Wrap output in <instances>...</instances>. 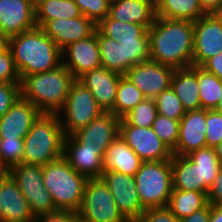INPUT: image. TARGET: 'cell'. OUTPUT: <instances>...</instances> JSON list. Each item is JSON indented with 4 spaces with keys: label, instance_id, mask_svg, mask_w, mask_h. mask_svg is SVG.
<instances>
[{
    "label": "cell",
    "instance_id": "1",
    "mask_svg": "<svg viewBox=\"0 0 222 222\" xmlns=\"http://www.w3.org/2000/svg\"><path fill=\"white\" fill-rule=\"evenodd\" d=\"M148 35L151 61L174 69L192 66L193 21L156 17Z\"/></svg>",
    "mask_w": 222,
    "mask_h": 222
},
{
    "label": "cell",
    "instance_id": "2",
    "mask_svg": "<svg viewBox=\"0 0 222 222\" xmlns=\"http://www.w3.org/2000/svg\"><path fill=\"white\" fill-rule=\"evenodd\" d=\"M7 46L21 80L25 76L47 72L62 64V50L38 26L8 38Z\"/></svg>",
    "mask_w": 222,
    "mask_h": 222
},
{
    "label": "cell",
    "instance_id": "3",
    "mask_svg": "<svg viewBox=\"0 0 222 222\" xmlns=\"http://www.w3.org/2000/svg\"><path fill=\"white\" fill-rule=\"evenodd\" d=\"M76 78L61 64L47 72L25 76L21 80V96L41 113L59 114Z\"/></svg>",
    "mask_w": 222,
    "mask_h": 222
},
{
    "label": "cell",
    "instance_id": "4",
    "mask_svg": "<svg viewBox=\"0 0 222 222\" xmlns=\"http://www.w3.org/2000/svg\"><path fill=\"white\" fill-rule=\"evenodd\" d=\"M59 114L41 113L24 138L23 164L45 166L63 156L65 134Z\"/></svg>",
    "mask_w": 222,
    "mask_h": 222
},
{
    "label": "cell",
    "instance_id": "5",
    "mask_svg": "<svg viewBox=\"0 0 222 222\" xmlns=\"http://www.w3.org/2000/svg\"><path fill=\"white\" fill-rule=\"evenodd\" d=\"M86 181L63 156L43 166L44 186L59 211L79 210Z\"/></svg>",
    "mask_w": 222,
    "mask_h": 222
},
{
    "label": "cell",
    "instance_id": "6",
    "mask_svg": "<svg viewBox=\"0 0 222 222\" xmlns=\"http://www.w3.org/2000/svg\"><path fill=\"white\" fill-rule=\"evenodd\" d=\"M142 207H167L173 189L172 159L143 162L134 176Z\"/></svg>",
    "mask_w": 222,
    "mask_h": 222
},
{
    "label": "cell",
    "instance_id": "7",
    "mask_svg": "<svg viewBox=\"0 0 222 222\" xmlns=\"http://www.w3.org/2000/svg\"><path fill=\"white\" fill-rule=\"evenodd\" d=\"M63 112V113H62ZM103 109L98 105L89 89L76 79L69 91L66 102L59 115L65 136L72 135L78 129L88 125L99 116ZM65 119V120H64Z\"/></svg>",
    "mask_w": 222,
    "mask_h": 222
},
{
    "label": "cell",
    "instance_id": "8",
    "mask_svg": "<svg viewBox=\"0 0 222 222\" xmlns=\"http://www.w3.org/2000/svg\"><path fill=\"white\" fill-rule=\"evenodd\" d=\"M8 172L16 180L35 218L59 211L55 207L51 194L44 186L43 166L21 163Z\"/></svg>",
    "mask_w": 222,
    "mask_h": 222
},
{
    "label": "cell",
    "instance_id": "9",
    "mask_svg": "<svg viewBox=\"0 0 222 222\" xmlns=\"http://www.w3.org/2000/svg\"><path fill=\"white\" fill-rule=\"evenodd\" d=\"M77 215L81 220L95 222H128L118 210L112 193L101 178L87 179Z\"/></svg>",
    "mask_w": 222,
    "mask_h": 222
},
{
    "label": "cell",
    "instance_id": "10",
    "mask_svg": "<svg viewBox=\"0 0 222 222\" xmlns=\"http://www.w3.org/2000/svg\"><path fill=\"white\" fill-rule=\"evenodd\" d=\"M119 136L143 162L169 160L173 157V152L161 141L152 128L132 126L124 118H121Z\"/></svg>",
    "mask_w": 222,
    "mask_h": 222
},
{
    "label": "cell",
    "instance_id": "11",
    "mask_svg": "<svg viewBox=\"0 0 222 222\" xmlns=\"http://www.w3.org/2000/svg\"><path fill=\"white\" fill-rule=\"evenodd\" d=\"M100 178L108 186L118 210L128 222H134L145 211L134 176L104 170Z\"/></svg>",
    "mask_w": 222,
    "mask_h": 222
},
{
    "label": "cell",
    "instance_id": "12",
    "mask_svg": "<svg viewBox=\"0 0 222 222\" xmlns=\"http://www.w3.org/2000/svg\"><path fill=\"white\" fill-rule=\"evenodd\" d=\"M222 52V27L213 14H205L194 21L192 66Z\"/></svg>",
    "mask_w": 222,
    "mask_h": 222
},
{
    "label": "cell",
    "instance_id": "13",
    "mask_svg": "<svg viewBox=\"0 0 222 222\" xmlns=\"http://www.w3.org/2000/svg\"><path fill=\"white\" fill-rule=\"evenodd\" d=\"M175 69L154 61H146L131 67L124 75L146 98H155L171 85Z\"/></svg>",
    "mask_w": 222,
    "mask_h": 222
},
{
    "label": "cell",
    "instance_id": "14",
    "mask_svg": "<svg viewBox=\"0 0 222 222\" xmlns=\"http://www.w3.org/2000/svg\"><path fill=\"white\" fill-rule=\"evenodd\" d=\"M120 118L111 111H104L88 125L78 129L72 136L83 149L107 150L119 135Z\"/></svg>",
    "mask_w": 222,
    "mask_h": 222
},
{
    "label": "cell",
    "instance_id": "15",
    "mask_svg": "<svg viewBox=\"0 0 222 222\" xmlns=\"http://www.w3.org/2000/svg\"><path fill=\"white\" fill-rule=\"evenodd\" d=\"M36 26L34 0H0V35L6 40Z\"/></svg>",
    "mask_w": 222,
    "mask_h": 222
},
{
    "label": "cell",
    "instance_id": "16",
    "mask_svg": "<svg viewBox=\"0 0 222 222\" xmlns=\"http://www.w3.org/2000/svg\"><path fill=\"white\" fill-rule=\"evenodd\" d=\"M0 222H35L28 201L8 171L0 175Z\"/></svg>",
    "mask_w": 222,
    "mask_h": 222
},
{
    "label": "cell",
    "instance_id": "17",
    "mask_svg": "<svg viewBox=\"0 0 222 222\" xmlns=\"http://www.w3.org/2000/svg\"><path fill=\"white\" fill-rule=\"evenodd\" d=\"M62 64L76 79L85 72L102 66L97 41V28L89 37L78 40L62 50Z\"/></svg>",
    "mask_w": 222,
    "mask_h": 222
},
{
    "label": "cell",
    "instance_id": "18",
    "mask_svg": "<svg viewBox=\"0 0 222 222\" xmlns=\"http://www.w3.org/2000/svg\"><path fill=\"white\" fill-rule=\"evenodd\" d=\"M106 150L83 149V146L72 136H65L63 157L69 165L87 179L100 178L104 172Z\"/></svg>",
    "mask_w": 222,
    "mask_h": 222
},
{
    "label": "cell",
    "instance_id": "19",
    "mask_svg": "<svg viewBox=\"0 0 222 222\" xmlns=\"http://www.w3.org/2000/svg\"><path fill=\"white\" fill-rule=\"evenodd\" d=\"M96 27L90 19L81 15L77 18L49 20L41 28L63 50L68 45L92 35Z\"/></svg>",
    "mask_w": 222,
    "mask_h": 222
},
{
    "label": "cell",
    "instance_id": "20",
    "mask_svg": "<svg viewBox=\"0 0 222 222\" xmlns=\"http://www.w3.org/2000/svg\"><path fill=\"white\" fill-rule=\"evenodd\" d=\"M41 112L22 96L0 118V138H25Z\"/></svg>",
    "mask_w": 222,
    "mask_h": 222
},
{
    "label": "cell",
    "instance_id": "21",
    "mask_svg": "<svg viewBox=\"0 0 222 222\" xmlns=\"http://www.w3.org/2000/svg\"><path fill=\"white\" fill-rule=\"evenodd\" d=\"M206 109L186 111L180 119L179 138L173 155L186 156L206 147Z\"/></svg>",
    "mask_w": 222,
    "mask_h": 222
},
{
    "label": "cell",
    "instance_id": "22",
    "mask_svg": "<svg viewBox=\"0 0 222 222\" xmlns=\"http://www.w3.org/2000/svg\"><path fill=\"white\" fill-rule=\"evenodd\" d=\"M121 76L120 73L101 66L85 72L78 80L89 89L103 111H111L114 108Z\"/></svg>",
    "mask_w": 222,
    "mask_h": 222
},
{
    "label": "cell",
    "instance_id": "23",
    "mask_svg": "<svg viewBox=\"0 0 222 222\" xmlns=\"http://www.w3.org/2000/svg\"><path fill=\"white\" fill-rule=\"evenodd\" d=\"M126 23L143 25L149 29L157 17L154 0H114L110 4L109 15Z\"/></svg>",
    "mask_w": 222,
    "mask_h": 222
},
{
    "label": "cell",
    "instance_id": "24",
    "mask_svg": "<svg viewBox=\"0 0 222 222\" xmlns=\"http://www.w3.org/2000/svg\"><path fill=\"white\" fill-rule=\"evenodd\" d=\"M143 161L118 135L106 150L104 170L135 176Z\"/></svg>",
    "mask_w": 222,
    "mask_h": 222
},
{
    "label": "cell",
    "instance_id": "25",
    "mask_svg": "<svg viewBox=\"0 0 222 222\" xmlns=\"http://www.w3.org/2000/svg\"><path fill=\"white\" fill-rule=\"evenodd\" d=\"M170 87L181 101L185 111L201 109L197 66L175 69Z\"/></svg>",
    "mask_w": 222,
    "mask_h": 222
},
{
    "label": "cell",
    "instance_id": "26",
    "mask_svg": "<svg viewBox=\"0 0 222 222\" xmlns=\"http://www.w3.org/2000/svg\"><path fill=\"white\" fill-rule=\"evenodd\" d=\"M172 182L173 189L204 193V182H200L199 168L187 156L173 155Z\"/></svg>",
    "mask_w": 222,
    "mask_h": 222
},
{
    "label": "cell",
    "instance_id": "27",
    "mask_svg": "<svg viewBox=\"0 0 222 222\" xmlns=\"http://www.w3.org/2000/svg\"><path fill=\"white\" fill-rule=\"evenodd\" d=\"M81 15L73 0H35V22L38 27L49 20L77 18Z\"/></svg>",
    "mask_w": 222,
    "mask_h": 222
},
{
    "label": "cell",
    "instance_id": "28",
    "mask_svg": "<svg viewBox=\"0 0 222 222\" xmlns=\"http://www.w3.org/2000/svg\"><path fill=\"white\" fill-rule=\"evenodd\" d=\"M157 17L197 21L205 15L199 0H154Z\"/></svg>",
    "mask_w": 222,
    "mask_h": 222
},
{
    "label": "cell",
    "instance_id": "29",
    "mask_svg": "<svg viewBox=\"0 0 222 222\" xmlns=\"http://www.w3.org/2000/svg\"><path fill=\"white\" fill-rule=\"evenodd\" d=\"M208 204L207 195L192 190L172 189L167 208L181 220Z\"/></svg>",
    "mask_w": 222,
    "mask_h": 222
},
{
    "label": "cell",
    "instance_id": "30",
    "mask_svg": "<svg viewBox=\"0 0 222 222\" xmlns=\"http://www.w3.org/2000/svg\"><path fill=\"white\" fill-rule=\"evenodd\" d=\"M186 156L199 168L200 182H204V193L207 195L209 187L222 168V163L218 160L215 148H200Z\"/></svg>",
    "mask_w": 222,
    "mask_h": 222
},
{
    "label": "cell",
    "instance_id": "31",
    "mask_svg": "<svg viewBox=\"0 0 222 222\" xmlns=\"http://www.w3.org/2000/svg\"><path fill=\"white\" fill-rule=\"evenodd\" d=\"M104 36L120 41L136 40V38H149L148 29L143 25L121 22L105 17L96 27Z\"/></svg>",
    "mask_w": 222,
    "mask_h": 222
},
{
    "label": "cell",
    "instance_id": "32",
    "mask_svg": "<svg viewBox=\"0 0 222 222\" xmlns=\"http://www.w3.org/2000/svg\"><path fill=\"white\" fill-rule=\"evenodd\" d=\"M197 78L201 109H217L222 91V80L216 75L205 71L200 66H197Z\"/></svg>",
    "mask_w": 222,
    "mask_h": 222
},
{
    "label": "cell",
    "instance_id": "33",
    "mask_svg": "<svg viewBox=\"0 0 222 222\" xmlns=\"http://www.w3.org/2000/svg\"><path fill=\"white\" fill-rule=\"evenodd\" d=\"M145 98L142 92L125 75H122L117 86L114 108L111 112L121 119Z\"/></svg>",
    "mask_w": 222,
    "mask_h": 222
},
{
    "label": "cell",
    "instance_id": "34",
    "mask_svg": "<svg viewBox=\"0 0 222 222\" xmlns=\"http://www.w3.org/2000/svg\"><path fill=\"white\" fill-rule=\"evenodd\" d=\"M97 41L102 67L124 75V51L120 43L104 36L98 29Z\"/></svg>",
    "mask_w": 222,
    "mask_h": 222
},
{
    "label": "cell",
    "instance_id": "35",
    "mask_svg": "<svg viewBox=\"0 0 222 222\" xmlns=\"http://www.w3.org/2000/svg\"><path fill=\"white\" fill-rule=\"evenodd\" d=\"M124 51V74L133 66L150 60L149 38L120 41Z\"/></svg>",
    "mask_w": 222,
    "mask_h": 222
},
{
    "label": "cell",
    "instance_id": "36",
    "mask_svg": "<svg viewBox=\"0 0 222 222\" xmlns=\"http://www.w3.org/2000/svg\"><path fill=\"white\" fill-rule=\"evenodd\" d=\"M24 152L23 138H0V167L9 171L21 164Z\"/></svg>",
    "mask_w": 222,
    "mask_h": 222
},
{
    "label": "cell",
    "instance_id": "37",
    "mask_svg": "<svg viewBox=\"0 0 222 222\" xmlns=\"http://www.w3.org/2000/svg\"><path fill=\"white\" fill-rule=\"evenodd\" d=\"M158 115L154 98H145L123 118L132 126L151 128Z\"/></svg>",
    "mask_w": 222,
    "mask_h": 222
},
{
    "label": "cell",
    "instance_id": "38",
    "mask_svg": "<svg viewBox=\"0 0 222 222\" xmlns=\"http://www.w3.org/2000/svg\"><path fill=\"white\" fill-rule=\"evenodd\" d=\"M156 108L159 115L173 120H180L186 113L181 101L174 90L169 87L163 90L155 98Z\"/></svg>",
    "mask_w": 222,
    "mask_h": 222
},
{
    "label": "cell",
    "instance_id": "39",
    "mask_svg": "<svg viewBox=\"0 0 222 222\" xmlns=\"http://www.w3.org/2000/svg\"><path fill=\"white\" fill-rule=\"evenodd\" d=\"M179 124L180 120H173L158 114L151 128L161 141L173 151L178 144Z\"/></svg>",
    "mask_w": 222,
    "mask_h": 222
},
{
    "label": "cell",
    "instance_id": "40",
    "mask_svg": "<svg viewBox=\"0 0 222 222\" xmlns=\"http://www.w3.org/2000/svg\"><path fill=\"white\" fill-rule=\"evenodd\" d=\"M82 15L98 25L109 15L111 1L109 0H73Z\"/></svg>",
    "mask_w": 222,
    "mask_h": 222
},
{
    "label": "cell",
    "instance_id": "41",
    "mask_svg": "<svg viewBox=\"0 0 222 222\" xmlns=\"http://www.w3.org/2000/svg\"><path fill=\"white\" fill-rule=\"evenodd\" d=\"M206 147H216L222 142V111L206 110Z\"/></svg>",
    "mask_w": 222,
    "mask_h": 222
},
{
    "label": "cell",
    "instance_id": "42",
    "mask_svg": "<svg viewBox=\"0 0 222 222\" xmlns=\"http://www.w3.org/2000/svg\"><path fill=\"white\" fill-rule=\"evenodd\" d=\"M0 83H21L10 48L0 50Z\"/></svg>",
    "mask_w": 222,
    "mask_h": 222
},
{
    "label": "cell",
    "instance_id": "43",
    "mask_svg": "<svg viewBox=\"0 0 222 222\" xmlns=\"http://www.w3.org/2000/svg\"><path fill=\"white\" fill-rule=\"evenodd\" d=\"M21 96V83H0V118Z\"/></svg>",
    "mask_w": 222,
    "mask_h": 222
},
{
    "label": "cell",
    "instance_id": "44",
    "mask_svg": "<svg viewBox=\"0 0 222 222\" xmlns=\"http://www.w3.org/2000/svg\"><path fill=\"white\" fill-rule=\"evenodd\" d=\"M134 222H179V220L167 207H160L146 209Z\"/></svg>",
    "mask_w": 222,
    "mask_h": 222
},
{
    "label": "cell",
    "instance_id": "45",
    "mask_svg": "<svg viewBox=\"0 0 222 222\" xmlns=\"http://www.w3.org/2000/svg\"><path fill=\"white\" fill-rule=\"evenodd\" d=\"M35 222H83L77 215V212L72 211H57L52 214H44L35 218Z\"/></svg>",
    "mask_w": 222,
    "mask_h": 222
},
{
    "label": "cell",
    "instance_id": "46",
    "mask_svg": "<svg viewBox=\"0 0 222 222\" xmlns=\"http://www.w3.org/2000/svg\"><path fill=\"white\" fill-rule=\"evenodd\" d=\"M208 203L222 206V168L207 192Z\"/></svg>",
    "mask_w": 222,
    "mask_h": 222
},
{
    "label": "cell",
    "instance_id": "47",
    "mask_svg": "<svg viewBox=\"0 0 222 222\" xmlns=\"http://www.w3.org/2000/svg\"><path fill=\"white\" fill-rule=\"evenodd\" d=\"M200 67L222 80V52L206 60Z\"/></svg>",
    "mask_w": 222,
    "mask_h": 222
},
{
    "label": "cell",
    "instance_id": "48",
    "mask_svg": "<svg viewBox=\"0 0 222 222\" xmlns=\"http://www.w3.org/2000/svg\"><path fill=\"white\" fill-rule=\"evenodd\" d=\"M179 222H210V203H208L204 208L179 220Z\"/></svg>",
    "mask_w": 222,
    "mask_h": 222
},
{
    "label": "cell",
    "instance_id": "49",
    "mask_svg": "<svg viewBox=\"0 0 222 222\" xmlns=\"http://www.w3.org/2000/svg\"><path fill=\"white\" fill-rule=\"evenodd\" d=\"M205 14H213L222 7V0H199Z\"/></svg>",
    "mask_w": 222,
    "mask_h": 222
},
{
    "label": "cell",
    "instance_id": "50",
    "mask_svg": "<svg viewBox=\"0 0 222 222\" xmlns=\"http://www.w3.org/2000/svg\"><path fill=\"white\" fill-rule=\"evenodd\" d=\"M210 222H222V206L210 204Z\"/></svg>",
    "mask_w": 222,
    "mask_h": 222
},
{
    "label": "cell",
    "instance_id": "51",
    "mask_svg": "<svg viewBox=\"0 0 222 222\" xmlns=\"http://www.w3.org/2000/svg\"><path fill=\"white\" fill-rule=\"evenodd\" d=\"M216 155L218 160L222 163V142L215 147Z\"/></svg>",
    "mask_w": 222,
    "mask_h": 222
},
{
    "label": "cell",
    "instance_id": "52",
    "mask_svg": "<svg viewBox=\"0 0 222 222\" xmlns=\"http://www.w3.org/2000/svg\"><path fill=\"white\" fill-rule=\"evenodd\" d=\"M213 15L217 18L222 27V7L218 11L214 12Z\"/></svg>",
    "mask_w": 222,
    "mask_h": 222
},
{
    "label": "cell",
    "instance_id": "53",
    "mask_svg": "<svg viewBox=\"0 0 222 222\" xmlns=\"http://www.w3.org/2000/svg\"><path fill=\"white\" fill-rule=\"evenodd\" d=\"M7 45V40L0 35V50Z\"/></svg>",
    "mask_w": 222,
    "mask_h": 222
},
{
    "label": "cell",
    "instance_id": "54",
    "mask_svg": "<svg viewBox=\"0 0 222 222\" xmlns=\"http://www.w3.org/2000/svg\"><path fill=\"white\" fill-rule=\"evenodd\" d=\"M216 110L222 111V91L220 93V101H219V105L218 108Z\"/></svg>",
    "mask_w": 222,
    "mask_h": 222
},
{
    "label": "cell",
    "instance_id": "55",
    "mask_svg": "<svg viewBox=\"0 0 222 222\" xmlns=\"http://www.w3.org/2000/svg\"><path fill=\"white\" fill-rule=\"evenodd\" d=\"M83 222H95V221H91V220H82Z\"/></svg>",
    "mask_w": 222,
    "mask_h": 222
},
{
    "label": "cell",
    "instance_id": "56",
    "mask_svg": "<svg viewBox=\"0 0 222 222\" xmlns=\"http://www.w3.org/2000/svg\"><path fill=\"white\" fill-rule=\"evenodd\" d=\"M4 172V170L0 167V175Z\"/></svg>",
    "mask_w": 222,
    "mask_h": 222
}]
</instances>
